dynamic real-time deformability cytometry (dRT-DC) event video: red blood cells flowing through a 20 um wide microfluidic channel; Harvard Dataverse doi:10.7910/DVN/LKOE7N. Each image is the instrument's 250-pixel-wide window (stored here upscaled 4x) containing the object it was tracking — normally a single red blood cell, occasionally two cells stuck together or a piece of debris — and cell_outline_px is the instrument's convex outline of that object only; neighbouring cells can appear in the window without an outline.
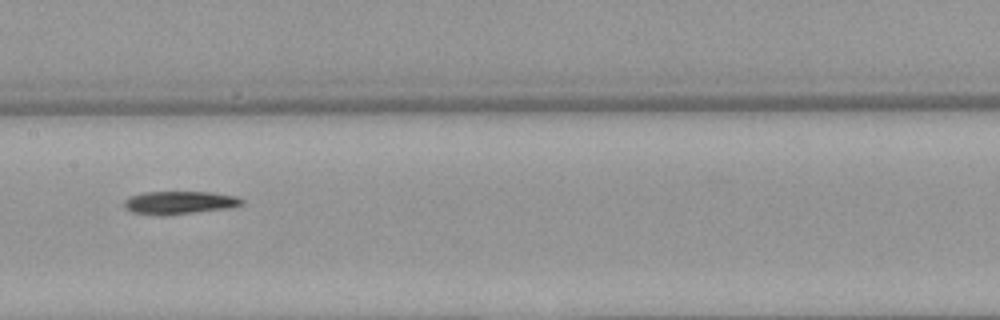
{"species": "Egyptian fruit bat (a non-hibernating species)", "species_latin": "Rousettus aegyptiacus", "temperature_condition": "warm", "stored_images_in_passage": 8, "camera_frame_rate_fps": 3000, "um_per_image_px": 0.085, "animal": {"sex": "female"}, "frame": {"image": 1, "passage_image": 8, "time_ms": 8.333, "image_size_px": [1000, 320], "cell_outline_px": [[244, 204], [232, 208], [192, 212], [132, 212], [124, 208], [124, 200], [128, 196], [144, 192], [212, 192], [236, 196], [244, 200]], "centroid_in_image_um": [15.33, 17.16], "position_along_channel_um": 192.1, "area_um2": 15.03}}